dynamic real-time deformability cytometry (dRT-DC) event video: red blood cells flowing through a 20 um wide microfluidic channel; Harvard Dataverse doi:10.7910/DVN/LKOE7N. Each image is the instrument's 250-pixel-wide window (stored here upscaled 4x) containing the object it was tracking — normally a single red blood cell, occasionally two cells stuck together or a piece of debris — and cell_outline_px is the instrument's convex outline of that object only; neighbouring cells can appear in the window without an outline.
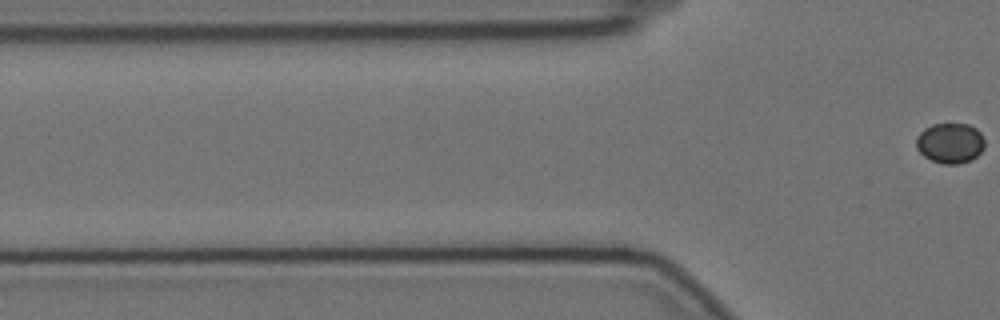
{"species": "Egyptian fruit bat (a non-hibernating species)", "species_latin": "Rousettus aegyptiacus", "temperature_condition": "cold", "stored_images_in_passage": 2, "camera_frame_rate_fps": 3000, "um_per_image_px": 0.085, "animal": {"sex": "female"}, "frame": {"image": 1, "passage_image": 2, "time_ms": 0.333, "image_size_px": [1000, 320], "cell_outline_px": [[984, 148], [972, 160], [960, 164], [944, 164], [932, 160], [924, 156], [916, 148], [916, 136], [924, 128], [932, 124], [968, 124], [976, 128], [980, 132], [984, 140]], "centroid_in_image_um": [80.76, 12.16], "position_along_channel_um": 45.0, "area_um2": 16.18}}